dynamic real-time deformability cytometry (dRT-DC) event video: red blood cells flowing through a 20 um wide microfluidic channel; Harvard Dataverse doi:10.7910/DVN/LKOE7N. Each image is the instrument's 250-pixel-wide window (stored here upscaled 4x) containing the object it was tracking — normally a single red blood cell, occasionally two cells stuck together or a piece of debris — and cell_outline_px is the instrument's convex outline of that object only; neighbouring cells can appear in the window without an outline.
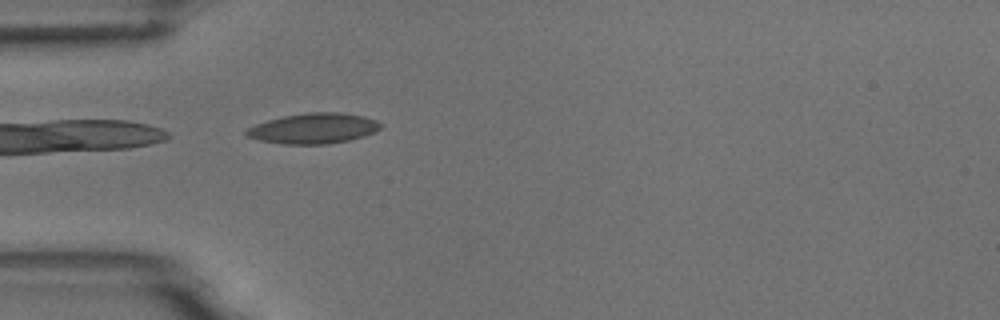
{"species": "common noctule bat (a hibernating species)", "species_latin": "Nyctalus noctula", "temperature_condition": "room temperature", "stored_images_in_passage": 3, "camera_frame_rate_fps": 3000, "um_per_image_px": 0.085, "animal": {"sex": "male", "body_mass_g": 18.8}, "frame": {"image": 1, "passage_image": 3, "time_ms": 2.333, "image_size_px": [1000, 320], "cell_outline_px": [[384, 124], [376, 132], [364, 136], [348, 140], [328, 144], [284, 144], [260, 140], [244, 136], [244, 132], [248, 128], [256, 124], [268, 120], [284, 116], [304, 112], [340, 112], [364, 116], [376, 120]], "centroid_in_image_um": [26.67, 10.91], "position_along_channel_um": 58.3, "area_um2": 23.93}}